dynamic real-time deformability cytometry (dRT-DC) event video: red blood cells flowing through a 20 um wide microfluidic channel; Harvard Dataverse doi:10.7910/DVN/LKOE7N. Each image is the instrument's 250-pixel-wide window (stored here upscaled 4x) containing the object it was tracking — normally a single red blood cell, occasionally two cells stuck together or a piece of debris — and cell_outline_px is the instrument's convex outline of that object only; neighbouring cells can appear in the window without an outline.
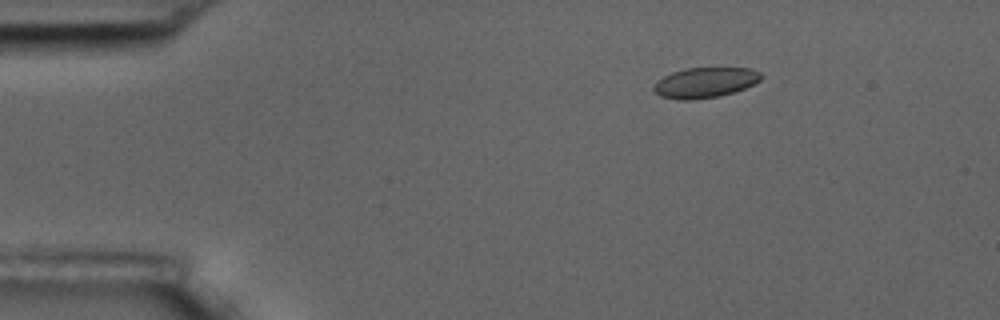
{"species": "common noctule bat (a hibernating species)", "species_latin": "Nyctalus noctula", "temperature_condition": "room temperature", "stored_images_in_passage": 4, "camera_frame_rate_fps": 3000, "um_per_image_px": 0.085, "animal": {"sex": "male", "body_mass_g": 17.5, "forearm_length_mm": 52.3}, "frame": {"image": 1, "passage_image": 2, "time_ms": 2.0, "image_size_px": [1000, 320], "cell_outline_px": [[764, 76], [760, 80], [736, 92], [720, 96], [688, 100], [680, 100], [660, 96], [652, 88], [664, 76], [672, 72], [684, 68], [752, 68], [760, 72]], "centroid_in_image_um": [59.96, 7.01], "position_along_channel_um": 25.0, "area_um2": 18.9}}